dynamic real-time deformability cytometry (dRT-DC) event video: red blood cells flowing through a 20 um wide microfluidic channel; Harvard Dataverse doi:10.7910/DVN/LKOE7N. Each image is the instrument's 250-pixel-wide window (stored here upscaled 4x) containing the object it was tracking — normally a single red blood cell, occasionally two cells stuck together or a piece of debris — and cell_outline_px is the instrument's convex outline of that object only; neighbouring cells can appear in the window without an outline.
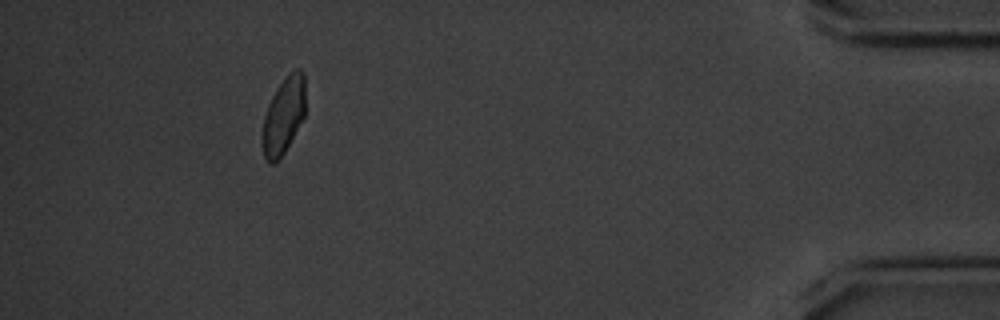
{"species": "common noctule bat (a hibernating species)", "species_latin": "Nyctalus noctula", "temperature_condition": "cold", "stored_images_in_passage": 43, "segment_of_instrument_passage": [1, 2], "camera_frame_rate_fps": 3000, "um_per_image_px": 0.085, "animal": {"sex": "male", "body_mass_g": 20.1, "forearm_length_mm": 53.5}, "frame": {"image": 1, "passage_image": 37, "time_ms": 12.0, "image_size_px": [1000, 320], "cell_outline_px": [[304, 116], [284, 152], [276, 164], [268, 164], [264, 160], [260, 140], [260, 136], [264, 116], [268, 104], [276, 88], [284, 76], [288, 72], [296, 68], [300, 68], [304, 72]], "centroid_in_image_um": [24.05, 9.85], "position_along_channel_um": 411.2, "area_um2": 19.71}}